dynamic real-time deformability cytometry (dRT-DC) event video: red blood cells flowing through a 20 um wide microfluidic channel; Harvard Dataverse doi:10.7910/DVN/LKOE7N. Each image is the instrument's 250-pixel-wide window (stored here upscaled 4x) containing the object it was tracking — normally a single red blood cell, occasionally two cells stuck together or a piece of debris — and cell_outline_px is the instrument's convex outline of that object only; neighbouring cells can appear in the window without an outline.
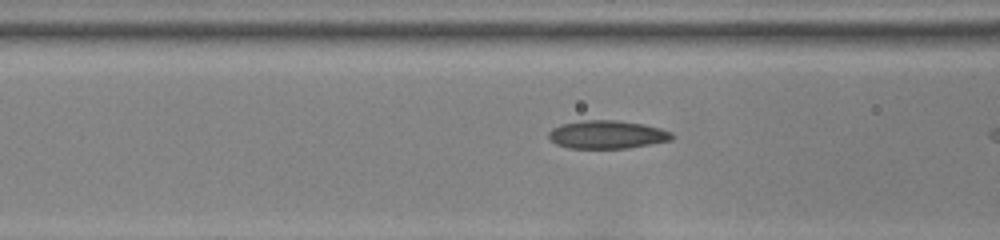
{"species": "common noctule bat (a hibernating species)", "species_latin": "Nyctalus noctula", "temperature_condition": "room temperature", "stored_images_in_passage": 16, "camera_frame_rate_fps": 3000, "um_per_image_px": 0.085, "animal": {"sex": "female", "body_mass_g": 22.0, "forearm_length_mm": 56.7}, "frame": {"image": 1, "passage_image": 14, "time_ms": 4.333, "image_size_px": [1000, 240], "cell_outline_px": [[676, 136], [672, 140], [628, 148], [568, 148], [556, 144], [548, 136], [548, 132], [552, 128], [560, 124], [584, 120], [616, 120], [644, 124], [660, 128], [672, 132]], "centroid_in_image_um": [51.62, 11.43], "position_along_channel_um": 115.0, "area_um2": 20.35}}